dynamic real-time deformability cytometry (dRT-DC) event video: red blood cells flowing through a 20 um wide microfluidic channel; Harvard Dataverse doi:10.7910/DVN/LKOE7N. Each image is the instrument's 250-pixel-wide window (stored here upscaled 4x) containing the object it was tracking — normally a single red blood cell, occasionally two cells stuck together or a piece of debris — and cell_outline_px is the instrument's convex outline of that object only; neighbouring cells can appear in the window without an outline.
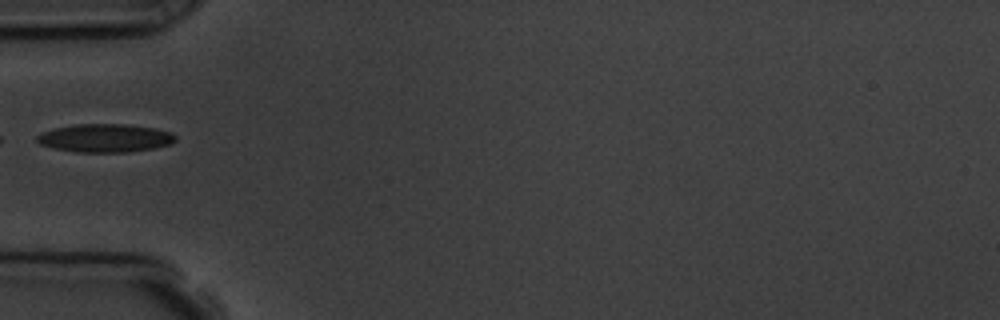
{"species": "common noctule bat (a hibernating species)", "species_latin": "Nyctalus noctula", "temperature_condition": "room temperature", "stored_images_in_passage": 7, "camera_frame_rate_fps": 3000, "um_per_image_px": 0.085, "animal": {"sex": "male", "body_mass_g": 19.5, "forearm_length_mm": 54.6}, "frame": {"image": 1, "passage_image": 6, "time_ms": 5.667, "image_size_px": [1000, 320], "cell_outline_px": [[176, 140], [172, 144], [152, 148], [128, 152], [76, 152], [52, 148], [40, 144], [36, 140], [36, 136], [40, 132], [56, 128], [76, 124], [124, 124], [156, 128], [172, 132], [176, 136]], "centroid_in_image_um": [8.93, 11.73], "position_along_channel_um": 76.1, "area_um2": 22.95}}